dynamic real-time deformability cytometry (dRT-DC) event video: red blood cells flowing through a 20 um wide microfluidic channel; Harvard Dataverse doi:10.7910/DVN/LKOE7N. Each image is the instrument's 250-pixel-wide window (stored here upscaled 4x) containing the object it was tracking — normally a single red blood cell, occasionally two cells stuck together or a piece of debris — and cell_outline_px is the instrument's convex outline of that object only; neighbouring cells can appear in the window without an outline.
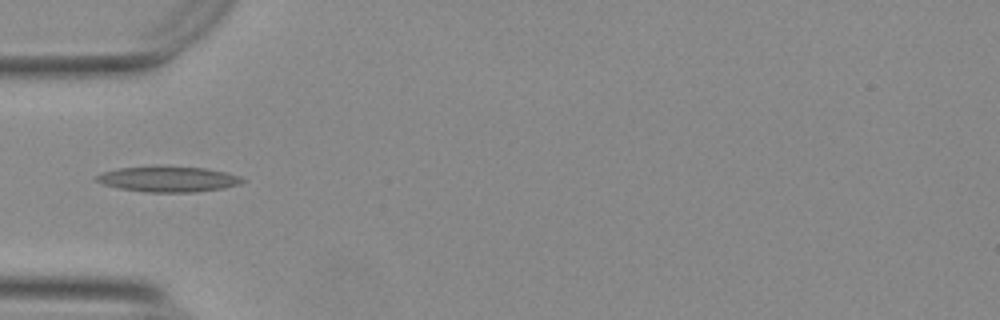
{"species": "Egyptian fruit bat (a non-hibernating species)", "species_latin": "Rousettus aegyptiacus", "temperature_condition": "warm", "stored_images_in_passage": 38, "camera_frame_rate_fps": 3000, "um_per_image_px": 0.085, "animal": {"sex": "female"}, "frame": {"image": 1, "passage_image": 1, "time_ms": 0.0, "image_size_px": [1000, 320], "cell_outline_px": [[248, 180], [240, 184], [224, 188], [196, 192], [144, 192], [120, 188], [104, 184], [96, 180], [96, 176], [104, 172], [120, 168], [156, 164], [208, 168], [228, 172], [240, 176]], "centroid_in_image_um": [14.37, 15.19], "position_along_channel_um": 70.6, "area_um2": 22.37}}
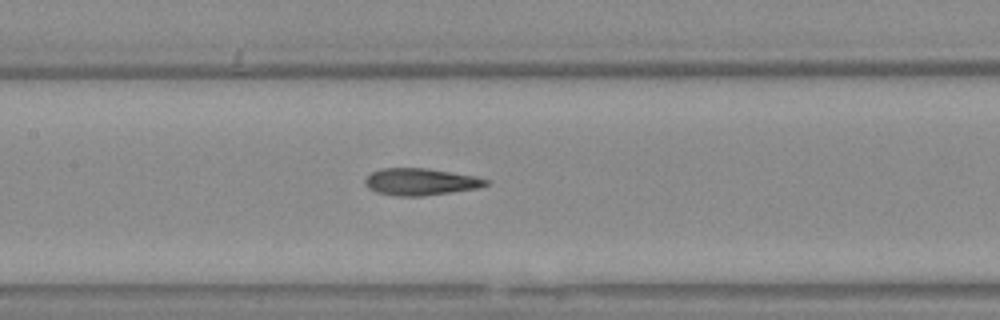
{"frame": {"image": 2, "passage_image": 9, "time_ms": 2.667, "image_size_px": [1000, 320], "cell_outline_px": [[492, 184], [476, 188], [420, 196], [396, 196], [376, 192], [368, 188], [364, 184], [364, 180], [372, 172], [380, 168], [428, 168], [476, 176], [488, 180]], "centroid_in_image_um": [35.73, 15.44], "position_along_channel_um": 171.7, "area_um2": 18.96}}
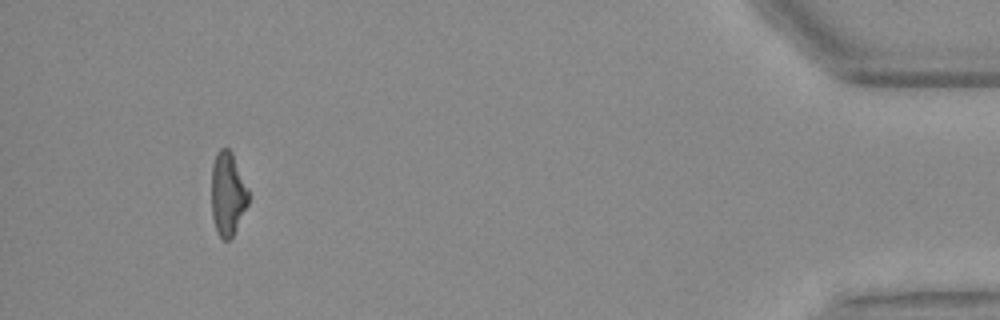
{"frame": {"image": 3, "passage_image": 34, "time_ms": 11.0, "image_size_px": [1000, 320], "cell_outline_px": [[248, 204], [232, 236], [228, 240], [224, 240], [216, 232], [212, 216], [212, 164], [216, 152], [220, 148], [228, 148], [232, 152], [248, 188]], "centroid_in_image_um": [19.34, 16.45], "position_along_channel_um": 415.9, "area_um2": 17.92}, "authors_computed_cell_mechanics": {"area_um2": 18.8428, "velocity_mm_per_s": 3.7578, "shape_relaxation_time_tau1_ms": null, "shape_relaxation_time_tau2_ms": 2.6196, "deformation_change_tau1": null, "deformation_change_tau2": 0.1246}}